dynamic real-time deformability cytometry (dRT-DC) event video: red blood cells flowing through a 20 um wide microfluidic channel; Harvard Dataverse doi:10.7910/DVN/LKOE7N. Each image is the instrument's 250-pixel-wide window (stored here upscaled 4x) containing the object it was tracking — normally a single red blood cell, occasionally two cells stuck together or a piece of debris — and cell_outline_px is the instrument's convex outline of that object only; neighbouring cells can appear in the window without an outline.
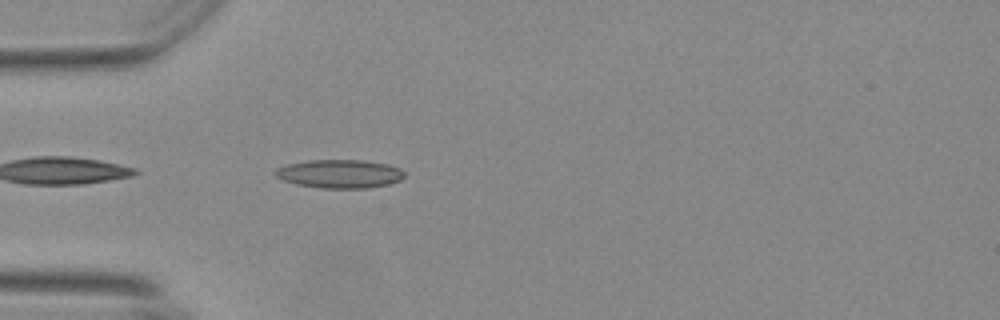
{"species": "Egyptian fruit bat (a non-hibernating species)", "species_latin": "Rousettus aegyptiacus", "temperature_condition": "warm", "stored_images_in_passage": 35, "camera_frame_rate_fps": 3000, "um_per_image_px": 0.085, "animal": {"sex": "female"}, "frame": {"image": 1, "passage_image": 3, "time_ms": 0.667, "image_size_px": [1000, 320], "cell_outline_px": [[404, 176], [400, 180], [388, 184], [368, 188], [324, 188], [296, 184], [284, 180], [276, 176], [276, 168], [288, 164], [308, 160], [364, 160], [388, 164], [400, 168], [404, 172]], "centroid_in_image_um": [28.9, 14.77], "position_along_channel_um": 56.1, "area_um2": 21.33}}
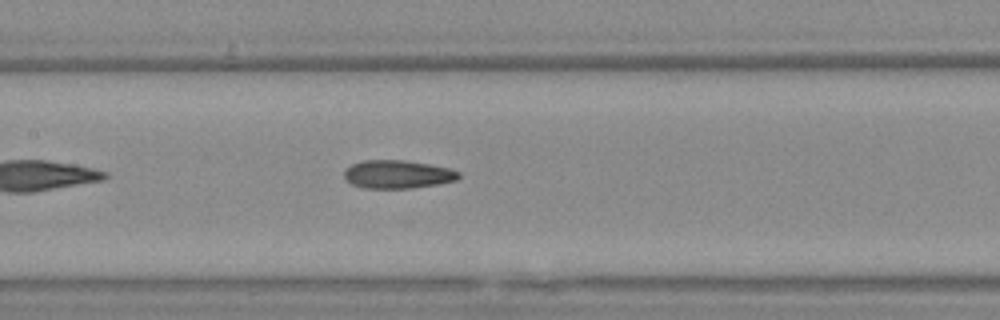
{"frame": {"image": 2, "passage_image": 13, "time_ms": 4.0, "image_size_px": [1000, 320], "cell_outline_px": [[460, 176], [456, 180], [436, 184], [408, 188], [364, 188], [352, 184], [344, 176], [344, 168], [352, 164], [364, 160], [404, 160], [428, 164], [448, 168], [460, 172]], "centroid_in_image_um": [33.76, 14.81], "position_along_channel_um": 173.6, "area_um2": 18.67}}
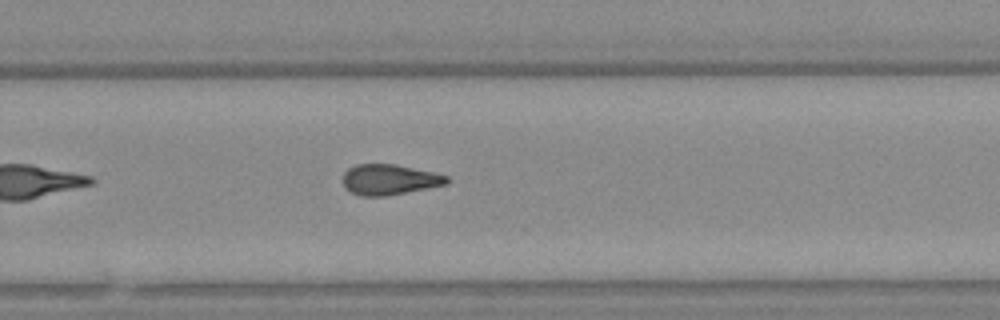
{"frame": {"image": 3, "passage_image": 23, "time_ms": 7.333, "image_size_px": [1000, 320], "cell_outline_px": [[448, 184], [428, 188], [384, 196], [360, 196], [344, 188], [344, 172], [348, 168], [356, 164], [396, 164], [432, 172], [448, 176]], "centroid_in_image_um": [33.08, 15.26], "position_along_channel_um": 296.7, "area_um2": 18.38}, "authors_computed_cell_mechanics": {"area_um2": 19.0162, "velocity_mm_per_s": 3.7103, "shape_relaxation_time_tau1_ms": 8.9457, "shape_relaxation_time_tau2_ms": 3.5645, "deformation_change_tau1": 0.2175, "deformation_change_tau2": 0.1285}}